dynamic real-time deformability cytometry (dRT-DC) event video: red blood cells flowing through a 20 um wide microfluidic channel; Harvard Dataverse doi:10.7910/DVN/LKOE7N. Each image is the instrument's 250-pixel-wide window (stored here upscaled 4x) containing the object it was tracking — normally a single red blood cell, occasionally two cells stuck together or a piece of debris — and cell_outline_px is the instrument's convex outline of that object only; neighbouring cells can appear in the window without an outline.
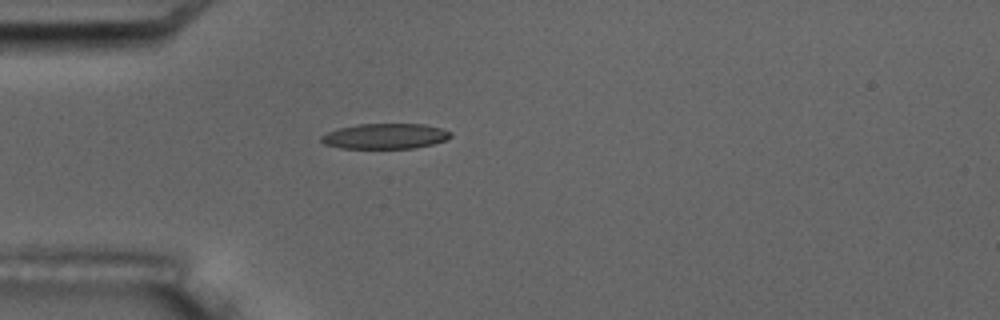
{"species": "common noctule bat (a hibernating species)", "species_latin": "Nyctalus noctula", "temperature_condition": "room temperature", "stored_images_in_passage": 5, "camera_frame_rate_fps": 3000, "um_per_image_px": 0.085, "animal": {"sex": "male", "body_mass_g": 17.5, "forearm_length_mm": 52.3}, "frame": {"image": 1, "passage_image": 5, "time_ms": 5.333, "image_size_px": [1000, 320], "cell_outline_px": [[452, 136], [444, 140], [432, 144], [412, 148], [340, 148], [324, 144], [320, 140], [320, 136], [328, 132], [340, 128], [360, 124], [424, 124], [440, 128], [452, 132]], "centroid_in_image_um": [32.73, 11.57], "position_along_channel_um": 52.3, "area_um2": 18.96}}